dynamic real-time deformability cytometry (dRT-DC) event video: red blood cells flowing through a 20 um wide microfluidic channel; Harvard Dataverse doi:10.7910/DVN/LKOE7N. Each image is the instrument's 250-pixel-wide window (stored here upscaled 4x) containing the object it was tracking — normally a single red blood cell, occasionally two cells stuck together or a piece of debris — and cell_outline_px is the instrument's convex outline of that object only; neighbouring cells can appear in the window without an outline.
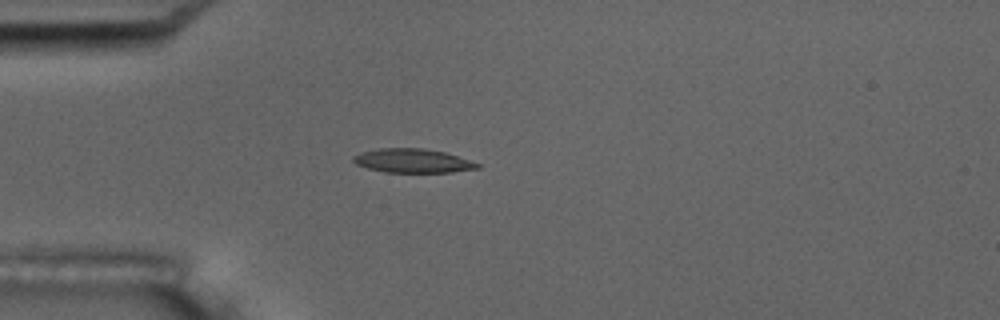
{"species": "common noctule bat (a hibernating species)", "species_latin": "Nyctalus noctula", "temperature_condition": "room temperature", "stored_images_in_passage": 3, "camera_frame_rate_fps": 3000, "um_per_image_px": 0.085, "animal": {"sex": "male", "body_mass_g": 17.5, "forearm_length_mm": 52.3}, "frame": {"image": 1, "passage_image": 3, "time_ms": 2.333, "image_size_px": [1000, 320], "cell_outline_px": [[480, 168], [452, 172], [384, 172], [368, 168], [356, 164], [352, 160], [352, 156], [360, 152], [376, 148], [424, 148], [444, 152], [480, 164]], "centroid_in_image_um": [35.02, 13.66], "position_along_channel_um": 50.0, "area_um2": 17.28}}